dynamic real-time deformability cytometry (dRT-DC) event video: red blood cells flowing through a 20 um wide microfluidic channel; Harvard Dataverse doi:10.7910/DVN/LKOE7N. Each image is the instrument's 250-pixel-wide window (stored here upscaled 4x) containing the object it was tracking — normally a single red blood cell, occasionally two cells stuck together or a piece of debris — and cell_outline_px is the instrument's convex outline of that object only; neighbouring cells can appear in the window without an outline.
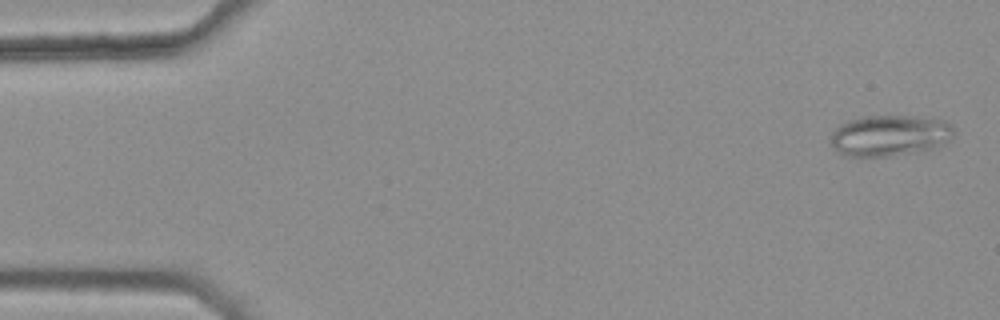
{"species": "common noctule bat (a hibernating species)", "species_latin": "Nyctalus noctula", "temperature_condition": "warm", "stored_images_in_passage": 5, "camera_frame_rate_fps": 3000, "um_per_image_px": 0.085, "animal": {"sex": "female", "body_mass_g": 25.1}, "frame": {"image": 1, "passage_image": 1, "time_ms": 0.0, "image_size_px": [1000, 320], "cell_outline_px": [[956, 132], [944, 144], [936, 148], [892, 156], [844, 156], [832, 148], [828, 144], [828, 140], [832, 132], [840, 124], [848, 120], [860, 116], [912, 116], [944, 120]], "centroid_in_image_um": [75.56, 11.53], "position_along_channel_um": 9.4, "area_um2": 29.82}}